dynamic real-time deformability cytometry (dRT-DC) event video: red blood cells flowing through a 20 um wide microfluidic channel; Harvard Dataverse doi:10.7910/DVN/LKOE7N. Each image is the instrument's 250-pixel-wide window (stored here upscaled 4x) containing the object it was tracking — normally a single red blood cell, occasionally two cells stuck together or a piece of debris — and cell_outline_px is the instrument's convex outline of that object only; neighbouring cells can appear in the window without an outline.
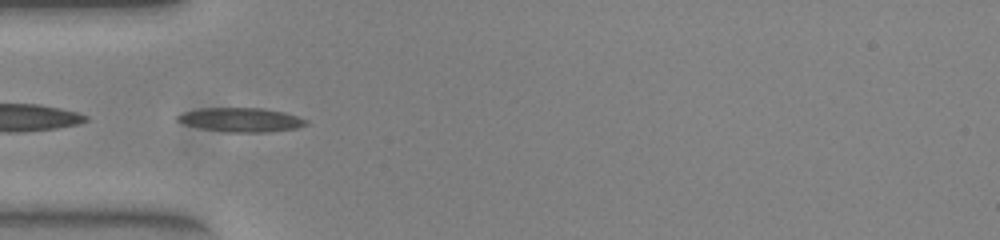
{"species": "common noctule bat (a hibernating species)", "species_latin": "Nyctalus noctula", "temperature_condition": "warm", "stored_images_in_passage": 36, "camera_frame_rate_fps": 3000, "um_per_image_px": 0.085, "animal": {"sex": "female", "body_mass_g": 23.0, "forearm_length_mm": 53.4}, "frame": {"image": 1, "passage_image": 1, "time_ms": 0.0, "image_size_px": [1000, 240], "cell_outline_px": [[308, 124], [296, 128], [268, 132], [228, 132], [200, 128], [184, 124], [176, 120], [176, 116], [184, 112], [200, 108], [260, 108], [284, 112], [308, 120]], "centroid_in_image_um": [20.47, 10.18], "position_along_channel_um": 64.5, "area_um2": 17.98}}
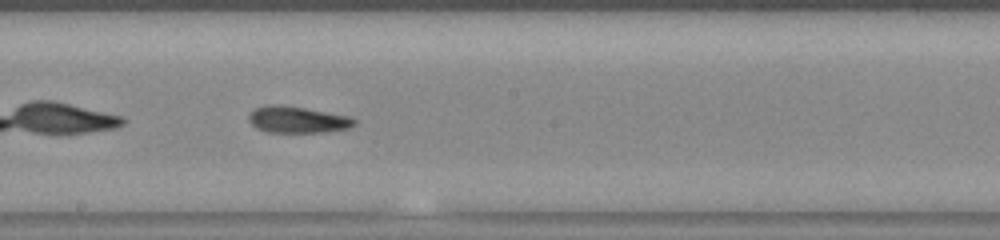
{"frame": {"image": 2, "passage_image": 13, "time_ms": 4.0, "image_size_px": [1000, 240], "cell_outline_px": [[356, 124], [348, 128], [328, 132], [268, 132], [256, 128], [248, 120], [248, 116], [256, 108], [268, 104], [280, 104], [304, 108], [348, 116], [356, 120]], "centroid_in_image_um": [25.27, 10.17], "position_along_channel_um": 222.9, "area_um2": 16.24}}
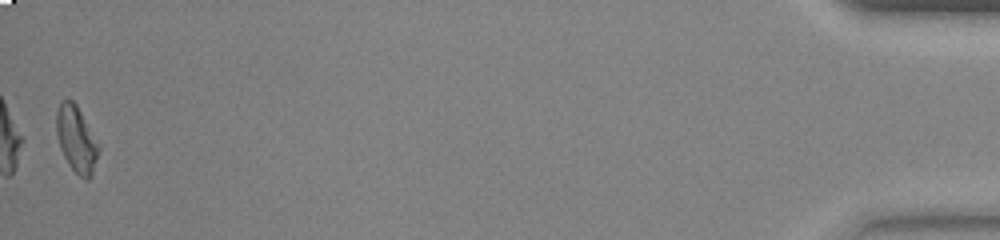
{"frame": {"image": 3, "passage_image": 36, "time_ms": 11.667, "image_size_px": [1000, 240], "cell_outline_px": [[100, 148], [92, 176], [88, 180], [84, 180], [68, 164], [60, 148], [56, 132], [56, 112], [60, 100], [72, 100], [76, 104]], "centroid_in_image_um": [6.47, 11.85], "position_along_channel_um": 428.7, "area_um2": 16.13}, "authors_computed_cell_mechanics": {"area_um2": 16.3574, "velocity_mm_per_s": 3.9665, "shape_relaxation_time_tau1_ms": 8.9397, "shape_relaxation_time_tau2_ms": 3.7503, "deformation_change_tau1": 0.2859, "deformation_change_tau2": 0.1335}}